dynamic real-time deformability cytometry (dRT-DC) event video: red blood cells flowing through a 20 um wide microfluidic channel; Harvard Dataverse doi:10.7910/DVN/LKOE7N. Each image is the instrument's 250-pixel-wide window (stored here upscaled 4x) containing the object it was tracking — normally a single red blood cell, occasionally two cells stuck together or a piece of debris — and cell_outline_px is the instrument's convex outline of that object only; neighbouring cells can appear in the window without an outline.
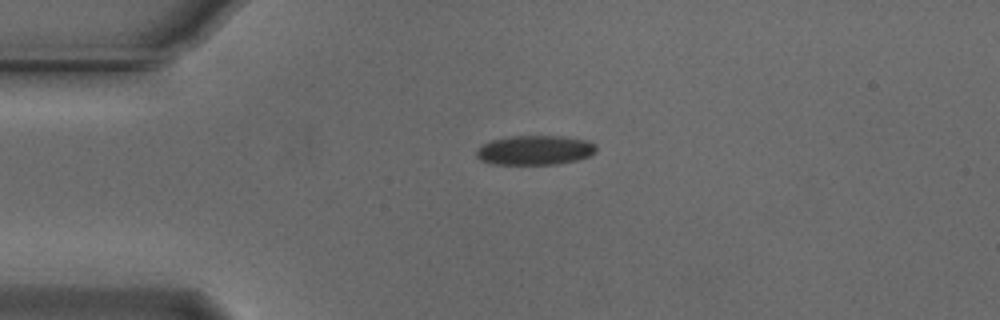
{"species": "Egyptian fruit bat (a non-hibernating species)", "species_latin": "Rousettus aegyptiacus", "temperature_condition": "cold", "stored_images_in_passage": 30, "camera_frame_rate_fps": 3000, "um_per_image_px": 0.085, "animal": {"sex": "male"}, "frame": {"image": 1, "passage_image": 1, "time_ms": 0.0, "image_size_px": [1000, 320], "cell_outline_px": [[596, 152], [588, 156], [576, 160], [556, 164], [492, 164], [480, 160], [476, 156], [476, 152], [484, 144], [492, 140], [512, 136], [560, 136], [584, 140], [596, 144]], "centroid_in_image_um": [45.46, 12.77], "position_along_channel_um": 39.5, "area_um2": 20.35}}
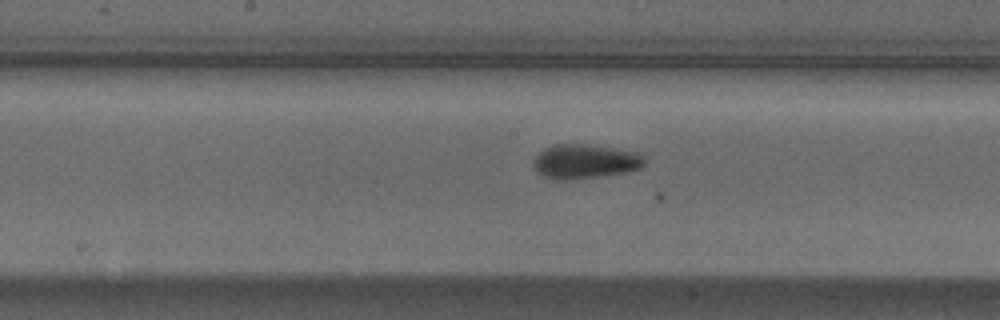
{"frame": {"image": 2, "passage_image": 16, "time_ms": 5.0, "image_size_px": [1000, 320], "cell_outline_px": [[644, 164], [640, 168], [628, 172], [564, 180], [556, 180], [544, 176], [536, 172], [532, 168], [532, 160], [544, 148], [556, 144], [584, 144], [640, 152], [644, 156]], "centroid_in_image_um": [49.69, 13.72], "position_along_channel_um": 198.5, "area_um2": 22.25}}
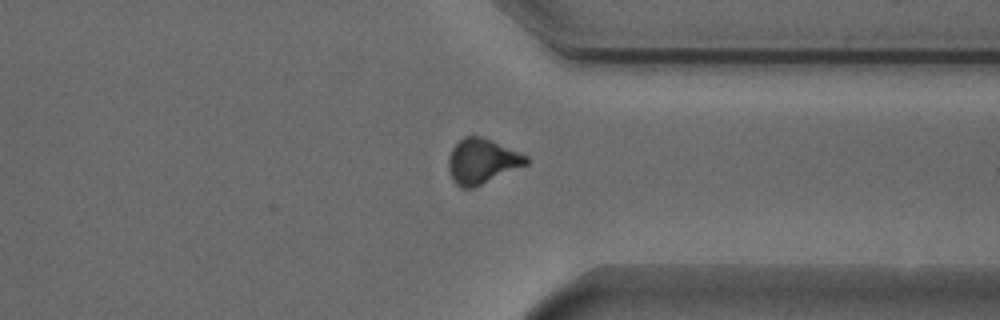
{"frame": {"image": 3, "passage_image": 30, "time_ms": 9.667, "image_size_px": [1000, 320], "cell_outline_px": [[528, 164], [472, 188], [460, 188], [452, 180], [448, 168], [448, 156], [452, 148], [464, 136], [480, 136], [492, 140], [528, 156]], "centroid_in_image_um": [40.95, 13.7], "position_along_channel_um": 370.5, "area_um2": 20.29}, "authors_computed_cell_mechanics": {"area_um2": 20.9236, "velocity_mm_per_s": 3.7286, "shape_relaxation_time_tau1_ms": 2.8311, "shape_relaxation_time_tau2_ms": 4.467, "deformation_change_tau1": 0.1064, "deformation_change_tau2": 0.0893}}